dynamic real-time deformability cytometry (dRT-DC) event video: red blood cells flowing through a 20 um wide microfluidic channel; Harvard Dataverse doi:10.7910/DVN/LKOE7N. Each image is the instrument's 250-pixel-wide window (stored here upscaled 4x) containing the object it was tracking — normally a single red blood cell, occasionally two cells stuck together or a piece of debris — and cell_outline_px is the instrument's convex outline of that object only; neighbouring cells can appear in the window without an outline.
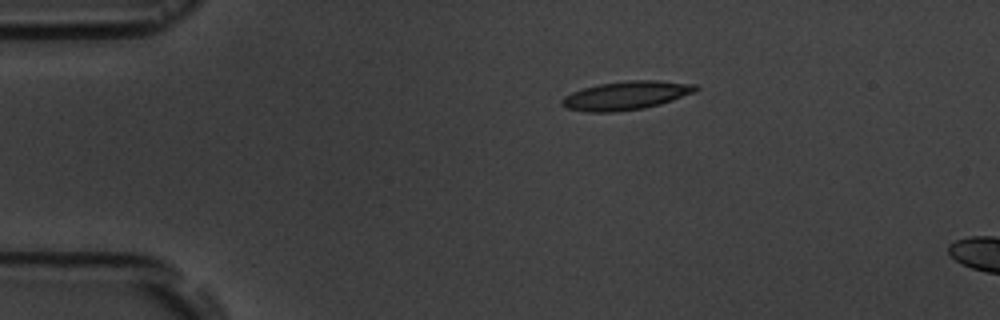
{"species": "common noctule bat (a hibernating species)", "species_latin": "Nyctalus noctula", "temperature_condition": "room temperature", "stored_images_in_passage": 3, "camera_frame_rate_fps": 3000, "um_per_image_px": 0.085, "animal": {"sex": "male", "body_mass_g": 19.5, "forearm_length_mm": 54.6}, "frame": {"image": 1, "passage_image": 1, "time_ms": 0.0, "image_size_px": [1000, 320], "cell_outline_px": [[700, 88], [696, 92], [660, 104], [644, 108], [612, 112], [588, 112], [568, 108], [560, 104], [560, 100], [564, 96], [572, 92], [584, 88], [600, 84], [628, 80], [660, 80], [696, 84]], "centroid_in_image_um": [53.25, 8.11], "position_along_channel_um": 31.8, "area_um2": 22.31}}